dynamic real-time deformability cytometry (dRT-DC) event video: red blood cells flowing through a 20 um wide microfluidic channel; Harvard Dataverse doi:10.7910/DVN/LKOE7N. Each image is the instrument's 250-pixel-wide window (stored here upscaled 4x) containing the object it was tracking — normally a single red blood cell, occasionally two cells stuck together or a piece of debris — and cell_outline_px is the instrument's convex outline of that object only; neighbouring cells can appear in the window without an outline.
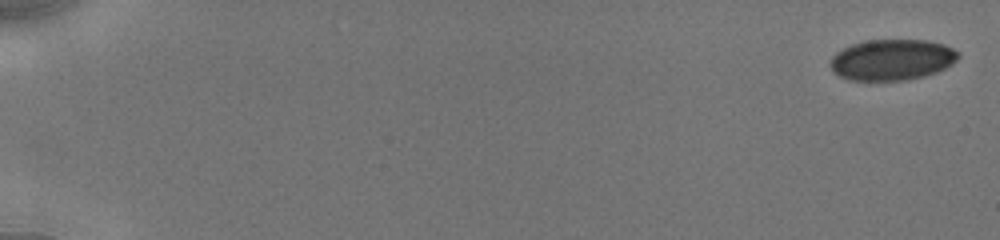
{"species": "human", "species_latin": "Homo sapiens", "temperature_condition": "cold", "stored_images_in_passage": 7, "camera_frame_rate_fps": 3000, "um_per_image_px": 0.085, "donor": {"sex": "male"}, "frame": {"image": 1, "passage_image": 1, "time_ms": 0.0, "image_size_px": [1000, 240], "cell_outline_px": [[960, 56], [952, 64], [936, 72], [924, 76], [904, 80], [848, 80], [832, 72], [828, 64], [832, 56], [836, 52], [852, 44], [864, 40], [928, 40], [944, 44], [960, 52]], "centroid_in_image_um": [75.8, 5.07], "position_along_channel_um": 9.2, "area_um2": 30.75}}
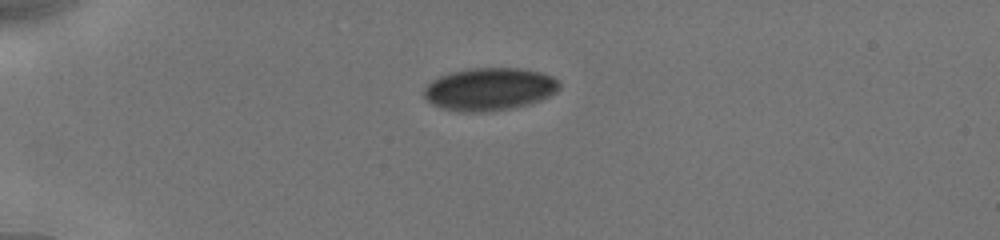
{"frame": {"image": 2, "passage_image": 6, "time_ms": 4.667, "image_size_px": [1000, 240], "cell_outline_px": [[560, 88], [556, 92], [540, 100], [516, 108], [488, 112], [464, 112], [444, 108], [432, 104], [424, 96], [424, 88], [432, 80], [448, 72], [468, 68], [520, 68], [540, 72], [552, 76], [560, 84]], "centroid_in_image_um": [41.6, 7.57], "position_along_channel_um": 43.4, "area_um2": 33.81}}